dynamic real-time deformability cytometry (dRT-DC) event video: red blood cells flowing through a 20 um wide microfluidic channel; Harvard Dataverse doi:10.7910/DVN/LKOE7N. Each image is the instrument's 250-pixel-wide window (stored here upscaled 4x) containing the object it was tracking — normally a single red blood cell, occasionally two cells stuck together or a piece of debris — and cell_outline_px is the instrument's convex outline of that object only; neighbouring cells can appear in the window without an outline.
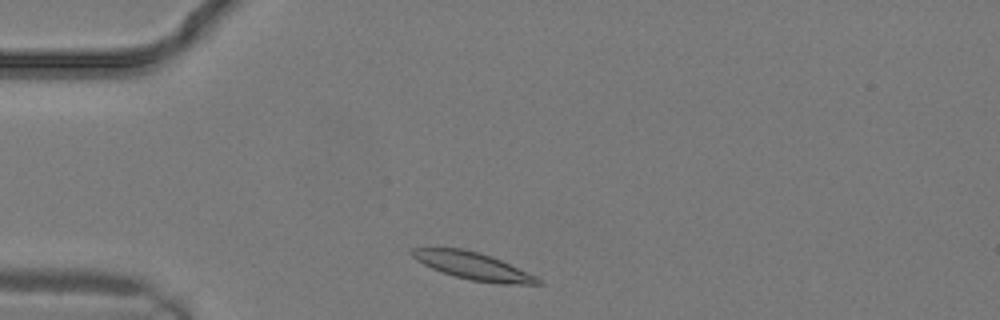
{"species": "common noctule bat (a hibernating species)", "species_latin": "Nyctalus noctula", "temperature_condition": "warm", "stored_images_in_passage": 4, "camera_frame_rate_fps": 3000, "um_per_image_px": 0.085, "animal": {"sex": "male", "body_mass_g": 19.2, "forearm_length_mm": 51.8}, "frame": {"image": 1, "passage_image": 1, "time_ms": 0.0, "image_size_px": [1000, 320], "cell_outline_px": [[544, 284], [500, 284], [472, 280], [456, 276], [432, 268], [416, 260], [412, 256], [412, 248], [460, 248], [480, 252], [492, 256], [536, 276]], "centroid_in_image_um": [40.24, 22.6], "position_along_channel_um": 44.8, "area_um2": 19.71}}
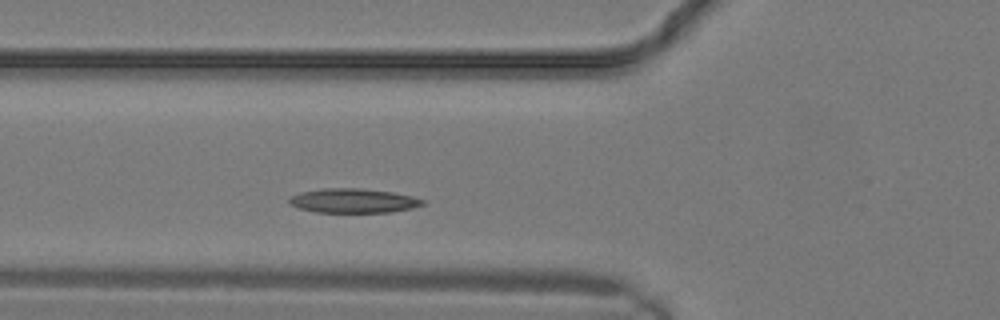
{"frame": {"image": 2, "passage_image": 4, "time_ms": 1.0, "image_size_px": [1000, 320], "cell_outline_px": [[428, 200], [424, 204], [412, 208], [392, 212], [316, 212], [300, 208], [288, 204], [288, 200], [292, 196], [300, 192], [324, 188], [360, 188], [392, 192], [412, 196]], "centroid_in_image_um": [30.06, 17.06], "position_along_channel_um": 95.7, "area_um2": 18.96}}